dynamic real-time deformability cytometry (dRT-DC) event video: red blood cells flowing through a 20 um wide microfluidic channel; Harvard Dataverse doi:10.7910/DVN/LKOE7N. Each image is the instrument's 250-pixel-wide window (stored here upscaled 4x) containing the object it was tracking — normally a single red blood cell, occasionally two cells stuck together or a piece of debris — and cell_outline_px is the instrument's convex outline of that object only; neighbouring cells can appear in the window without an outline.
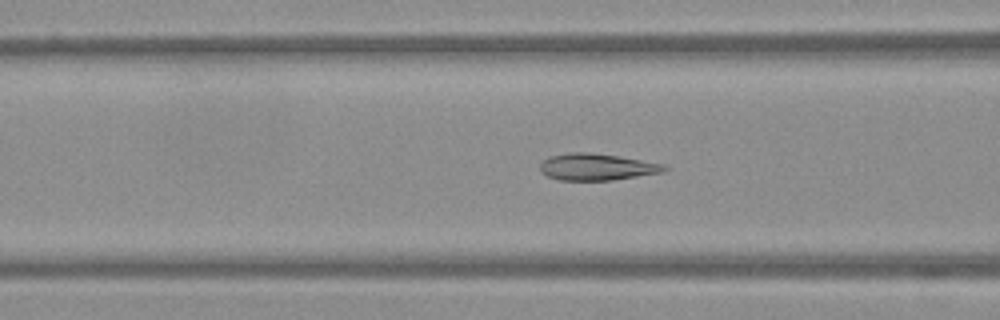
{"species": "Egyptian fruit bat (a non-hibernating species)", "species_latin": "Rousettus aegyptiacus", "temperature_condition": "warm", "stored_images_in_passage": 55, "camera_frame_rate_fps": 3000, "um_per_image_px": 0.085, "frame": {"image": 1, "passage_image": 22, "time_ms": 7.0, "image_size_px": [1000, 320], "cell_outline_px": [[668, 168], [664, 172], [612, 180], [560, 180], [548, 176], [540, 172], [540, 164], [548, 156], [568, 152], [588, 152], [616, 156], [664, 164]], "centroid_in_image_um": [50.69, 14.19], "position_along_channel_um": 115.9, "area_um2": 19.25}}
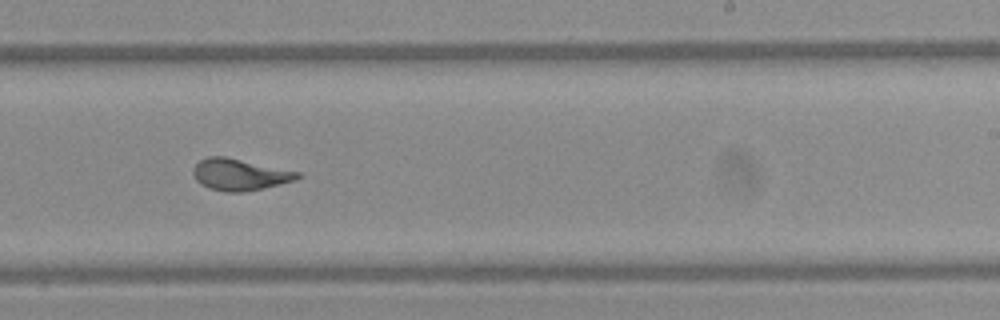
{"frame": {"image": 2, "passage_image": 34, "time_ms": 11.0, "image_size_px": [1000, 320], "cell_outline_px": [[304, 176], [296, 180], [280, 184], [244, 192], [224, 192], [208, 188], [200, 184], [196, 180], [192, 172], [192, 168], [200, 160], [208, 156], [224, 156], [300, 172]], "centroid_in_image_um": [20.36, 14.84], "position_along_channel_um": 268.6, "area_um2": 19.31}}
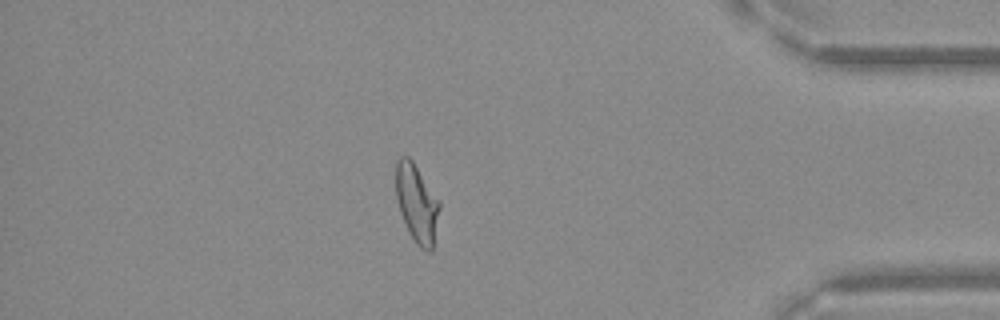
{"frame": {"image": 3, "passage_image": 47, "time_ms": 15.333, "image_size_px": [1000, 320], "cell_outline_px": [[440, 208], [432, 252], [428, 252], [420, 248], [416, 244], [408, 232], [400, 212], [396, 196], [396, 160], [400, 156], [408, 156], [412, 160], [440, 200]], "centroid_in_image_um": [35.43, 17.29], "position_along_channel_um": 399.8, "area_um2": 20.06}}